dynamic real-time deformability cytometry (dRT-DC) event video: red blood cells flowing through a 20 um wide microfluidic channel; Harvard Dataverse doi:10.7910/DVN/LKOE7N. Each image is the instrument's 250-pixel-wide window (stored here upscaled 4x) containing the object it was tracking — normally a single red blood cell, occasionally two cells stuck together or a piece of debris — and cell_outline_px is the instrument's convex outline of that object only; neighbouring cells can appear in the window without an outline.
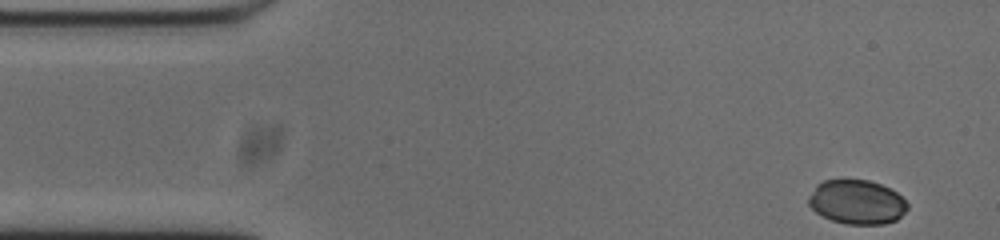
{"species": "common noctule bat (a hibernating species)", "species_latin": "Nyctalus noctula", "temperature_condition": "cold", "stored_images_in_passage": 51, "camera_frame_rate_fps": 3000, "um_per_image_px": 0.085, "animal": {"sex": "male", "body_mass_g": 20.0, "forearm_length_mm": 53.3}, "frame": {"image": 1, "passage_image": 1, "time_ms": 0.0, "image_size_px": [1000, 240], "cell_outline_px": [[908, 208], [896, 220], [884, 224], [844, 224], [832, 220], [816, 212], [808, 204], [808, 196], [816, 184], [824, 180], [844, 176], [868, 180], [880, 184], [896, 192], [908, 204]], "centroid_in_image_um": [72.79, 17.12], "position_along_channel_um": 12.2, "area_um2": 26.01}}
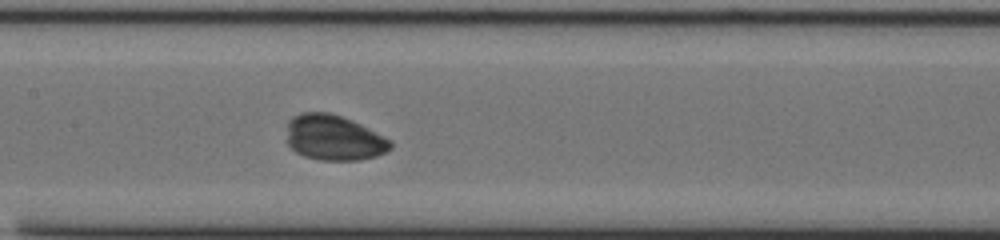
{"frame": {"image": 2, "passage_image": 22, "time_ms": 7.0, "image_size_px": [1000, 240], "cell_outline_px": [[392, 148], [376, 156], [356, 160], [320, 160], [304, 156], [296, 152], [288, 144], [288, 120], [292, 116], [300, 112], [332, 112], [352, 120], [392, 140]], "centroid_in_image_um": [28.37, 11.69], "position_along_channel_um": 179.0, "area_um2": 27.51}}
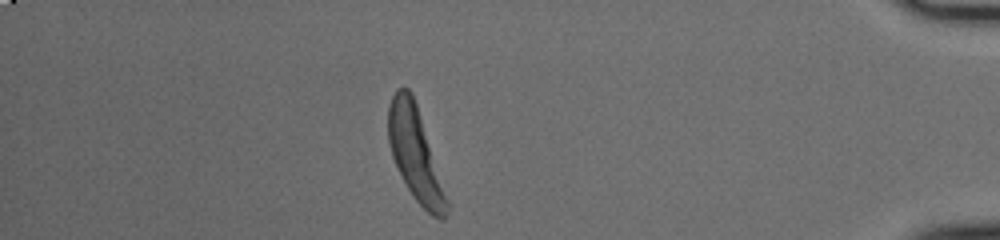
{"frame": {"image": 3, "passage_image": 44, "time_ms": 14.333, "image_size_px": [1000, 240], "cell_outline_px": [[448, 216], [444, 220], [440, 220], [432, 216], [412, 196], [392, 156], [388, 140], [388, 104], [396, 88], [408, 88], [412, 92], [448, 200]], "centroid_in_image_um": [35.28, 13.1], "position_along_channel_um": 399.9, "area_um2": 30.98}, "authors_computed_cell_mechanics": {"area_um2": 28.2642, "velocity_mm_per_s": 3.7273, "shape_relaxation_time_tau1_ms": 2.5795, "shape_relaxation_time_tau2_ms": 7.2731, "deformation_change_tau1": 0.1002, "deformation_change_tau2": 0.1198}}